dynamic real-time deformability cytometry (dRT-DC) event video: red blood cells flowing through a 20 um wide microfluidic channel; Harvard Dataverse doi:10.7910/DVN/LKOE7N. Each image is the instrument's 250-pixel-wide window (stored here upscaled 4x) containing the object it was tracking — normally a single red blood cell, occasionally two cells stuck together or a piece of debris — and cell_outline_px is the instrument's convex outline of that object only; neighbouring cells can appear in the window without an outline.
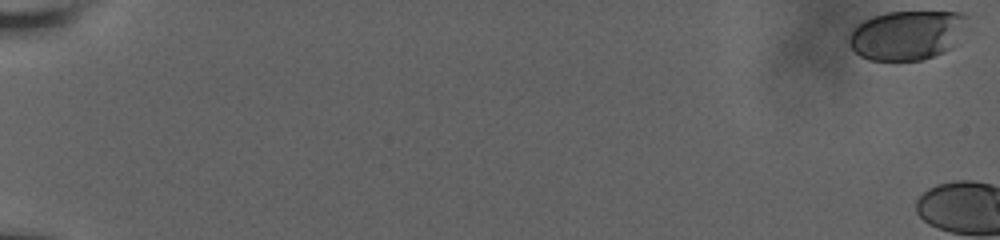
{"species": "human", "species_latin": "Homo sapiens", "temperature_condition": "room temperature", "stored_images_in_passage": 6, "camera_frame_rate_fps": 3000, "um_per_image_px": 0.085, "donor": {"sex": "male"}, "frame": {"image": 1, "passage_image": 1, "time_ms": 0.0, "image_size_px": [1000, 240], "cell_outline_px": [[968, 16], [952, 48], [944, 52], [924, 60], [868, 60], [860, 56], [848, 44], [848, 40], [852, 32], [864, 20], [872, 16], [888, 12], [964, 12]], "centroid_in_image_um": [77.08, 2.99], "position_along_channel_um": 7.9, "area_um2": 33.7}}